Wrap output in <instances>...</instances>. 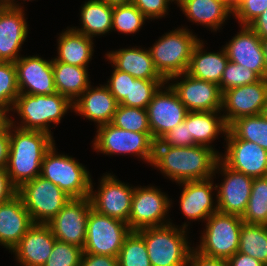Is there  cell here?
I'll list each match as a JSON object with an SVG mask.
<instances>
[{
    "label": "cell",
    "instance_id": "1",
    "mask_svg": "<svg viewBox=\"0 0 267 266\" xmlns=\"http://www.w3.org/2000/svg\"><path fill=\"white\" fill-rule=\"evenodd\" d=\"M219 155L210 147L168 146L155 144L150 166L159 170L164 178L178 183L201 181L213 177Z\"/></svg>",
    "mask_w": 267,
    "mask_h": 266
},
{
    "label": "cell",
    "instance_id": "2",
    "mask_svg": "<svg viewBox=\"0 0 267 266\" xmlns=\"http://www.w3.org/2000/svg\"><path fill=\"white\" fill-rule=\"evenodd\" d=\"M53 138L44 131L9 126L10 147L6 170L17 189L40 176L44 155L55 143Z\"/></svg>",
    "mask_w": 267,
    "mask_h": 266
},
{
    "label": "cell",
    "instance_id": "3",
    "mask_svg": "<svg viewBox=\"0 0 267 266\" xmlns=\"http://www.w3.org/2000/svg\"><path fill=\"white\" fill-rule=\"evenodd\" d=\"M69 110L73 111V103L59 93L54 95L20 93L10 111L13 112L12 116L17 113L19 121H15L12 117L11 125L23 130L44 131L53 136L50 125L56 124L52 126L56 128Z\"/></svg>",
    "mask_w": 267,
    "mask_h": 266
},
{
    "label": "cell",
    "instance_id": "4",
    "mask_svg": "<svg viewBox=\"0 0 267 266\" xmlns=\"http://www.w3.org/2000/svg\"><path fill=\"white\" fill-rule=\"evenodd\" d=\"M189 224L191 223L187 221L179 226L172 222L136 231L144 239L152 266L188 265L194 249L188 239Z\"/></svg>",
    "mask_w": 267,
    "mask_h": 266
},
{
    "label": "cell",
    "instance_id": "5",
    "mask_svg": "<svg viewBox=\"0 0 267 266\" xmlns=\"http://www.w3.org/2000/svg\"><path fill=\"white\" fill-rule=\"evenodd\" d=\"M169 31L148 47L156 70L166 81L187 72L193 48L200 41L191 29L183 25Z\"/></svg>",
    "mask_w": 267,
    "mask_h": 266
},
{
    "label": "cell",
    "instance_id": "6",
    "mask_svg": "<svg viewBox=\"0 0 267 266\" xmlns=\"http://www.w3.org/2000/svg\"><path fill=\"white\" fill-rule=\"evenodd\" d=\"M55 145L44 155L40 176L57 185L70 198L89 197L91 173L74 157L58 153Z\"/></svg>",
    "mask_w": 267,
    "mask_h": 266
},
{
    "label": "cell",
    "instance_id": "7",
    "mask_svg": "<svg viewBox=\"0 0 267 266\" xmlns=\"http://www.w3.org/2000/svg\"><path fill=\"white\" fill-rule=\"evenodd\" d=\"M204 224L199 245L194 247L197 252L207 257L228 260L238 251L243 224L241 216L217 211Z\"/></svg>",
    "mask_w": 267,
    "mask_h": 266
},
{
    "label": "cell",
    "instance_id": "8",
    "mask_svg": "<svg viewBox=\"0 0 267 266\" xmlns=\"http://www.w3.org/2000/svg\"><path fill=\"white\" fill-rule=\"evenodd\" d=\"M92 149L103 155H133L151 165L155 140L151 133H138L108 123L96 128Z\"/></svg>",
    "mask_w": 267,
    "mask_h": 266
},
{
    "label": "cell",
    "instance_id": "9",
    "mask_svg": "<svg viewBox=\"0 0 267 266\" xmlns=\"http://www.w3.org/2000/svg\"><path fill=\"white\" fill-rule=\"evenodd\" d=\"M34 224H48L71 199L50 180L38 176L17 189Z\"/></svg>",
    "mask_w": 267,
    "mask_h": 266
},
{
    "label": "cell",
    "instance_id": "10",
    "mask_svg": "<svg viewBox=\"0 0 267 266\" xmlns=\"http://www.w3.org/2000/svg\"><path fill=\"white\" fill-rule=\"evenodd\" d=\"M168 196L154 185L136 186L127 223L131 231L172 223L169 211L173 200Z\"/></svg>",
    "mask_w": 267,
    "mask_h": 266
},
{
    "label": "cell",
    "instance_id": "11",
    "mask_svg": "<svg viewBox=\"0 0 267 266\" xmlns=\"http://www.w3.org/2000/svg\"><path fill=\"white\" fill-rule=\"evenodd\" d=\"M131 233L128 224L90 209L84 253L118 257L125 238Z\"/></svg>",
    "mask_w": 267,
    "mask_h": 266
},
{
    "label": "cell",
    "instance_id": "12",
    "mask_svg": "<svg viewBox=\"0 0 267 266\" xmlns=\"http://www.w3.org/2000/svg\"><path fill=\"white\" fill-rule=\"evenodd\" d=\"M95 190L91 180L90 200L92 208L98 213L128 223L131 201L135 186L122 182L113 173H104Z\"/></svg>",
    "mask_w": 267,
    "mask_h": 266
},
{
    "label": "cell",
    "instance_id": "13",
    "mask_svg": "<svg viewBox=\"0 0 267 266\" xmlns=\"http://www.w3.org/2000/svg\"><path fill=\"white\" fill-rule=\"evenodd\" d=\"M219 173L223 180L220 184H215L218 211L242 216L251 195L254 178L229 168L220 158L212 178H216V174L219 176Z\"/></svg>",
    "mask_w": 267,
    "mask_h": 266
},
{
    "label": "cell",
    "instance_id": "14",
    "mask_svg": "<svg viewBox=\"0 0 267 266\" xmlns=\"http://www.w3.org/2000/svg\"><path fill=\"white\" fill-rule=\"evenodd\" d=\"M166 82L176 92L188 112L222 110L223 93L219 85L195 78L187 72L172 76Z\"/></svg>",
    "mask_w": 267,
    "mask_h": 266
},
{
    "label": "cell",
    "instance_id": "15",
    "mask_svg": "<svg viewBox=\"0 0 267 266\" xmlns=\"http://www.w3.org/2000/svg\"><path fill=\"white\" fill-rule=\"evenodd\" d=\"M91 208L92 203L89 197L71 198L47 225L58 241L83 249Z\"/></svg>",
    "mask_w": 267,
    "mask_h": 266
},
{
    "label": "cell",
    "instance_id": "16",
    "mask_svg": "<svg viewBox=\"0 0 267 266\" xmlns=\"http://www.w3.org/2000/svg\"><path fill=\"white\" fill-rule=\"evenodd\" d=\"M146 110L151 134L155 141L183 122L188 113L176 92L167 82L154 94Z\"/></svg>",
    "mask_w": 267,
    "mask_h": 266
},
{
    "label": "cell",
    "instance_id": "17",
    "mask_svg": "<svg viewBox=\"0 0 267 266\" xmlns=\"http://www.w3.org/2000/svg\"><path fill=\"white\" fill-rule=\"evenodd\" d=\"M267 100V79L223 92L222 110L227 125L241 117L262 114Z\"/></svg>",
    "mask_w": 267,
    "mask_h": 266
},
{
    "label": "cell",
    "instance_id": "18",
    "mask_svg": "<svg viewBox=\"0 0 267 266\" xmlns=\"http://www.w3.org/2000/svg\"><path fill=\"white\" fill-rule=\"evenodd\" d=\"M14 64L17 71L19 93L30 95H54L57 93L52 59H44L39 55H22Z\"/></svg>",
    "mask_w": 267,
    "mask_h": 266
},
{
    "label": "cell",
    "instance_id": "19",
    "mask_svg": "<svg viewBox=\"0 0 267 266\" xmlns=\"http://www.w3.org/2000/svg\"><path fill=\"white\" fill-rule=\"evenodd\" d=\"M224 155L219 158L231 169L258 178L267 176V151L257 143L239 138H224Z\"/></svg>",
    "mask_w": 267,
    "mask_h": 266
},
{
    "label": "cell",
    "instance_id": "20",
    "mask_svg": "<svg viewBox=\"0 0 267 266\" xmlns=\"http://www.w3.org/2000/svg\"><path fill=\"white\" fill-rule=\"evenodd\" d=\"M214 183L213 178L178 183L183 188L179 197V209L187 218L186 220L190 222L202 220L203 223L218 211L217 197H215L217 195H214L216 194Z\"/></svg>",
    "mask_w": 267,
    "mask_h": 266
},
{
    "label": "cell",
    "instance_id": "21",
    "mask_svg": "<svg viewBox=\"0 0 267 266\" xmlns=\"http://www.w3.org/2000/svg\"><path fill=\"white\" fill-rule=\"evenodd\" d=\"M229 42L223 45L228 59L254 71L260 78H266L265 56L261 38L249 27L240 26Z\"/></svg>",
    "mask_w": 267,
    "mask_h": 266
},
{
    "label": "cell",
    "instance_id": "22",
    "mask_svg": "<svg viewBox=\"0 0 267 266\" xmlns=\"http://www.w3.org/2000/svg\"><path fill=\"white\" fill-rule=\"evenodd\" d=\"M24 9L0 7V61L16 62L29 33Z\"/></svg>",
    "mask_w": 267,
    "mask_h": 266
},
{
    "label": "cell",
    "instance_id": "23",
    "mask_svg": "<svg viewBox=\"0 0 267 266\" xmlns=\"http://www.w3.org/2000/svg\"><path fill=\"white\" fill-rule=\"evenodd\" d=\"M56 240L47 224H34L10 253L19 266H44Z\"/></svg>",
    "mask_w": 267,
    "mask_h": 266
},
{
    "label": "cell",
    "instance_id": "24",
    "mask_svg": "<svg viewBox=\"0 0 267 266\" xmlns=\"http://www.w3.org/2000/svg\"><path fill=\"white\" fill-rule=\"evenodd\" d=\"M118 102L108 87L90 85L74 102L73 111L79 116L96 123V127L112 122Z\"/></svg>",
    "mask_w": 267,
    "mask_h": 266
},
{
    "label": "cell",
    "instance_id": "25",
    "mask_svg": "<svg viewBox=\"0 0 267 266\" xmlns=\"http://www.w3.org/2000/svg\"><path fill=\"white\" fill-rule=\"evenodd\" d=\"M33 225L30 213L17 194L0 204V245L9 252Z\"/></svg>",
    "mask_w": 267,
    "mask_h": 266
},
{
    "label": "cell",
    "instance_id": "26",
    "mask_svg": "<svg viewBox=\"0 0 267 266\" xmlns=\"http://www.w3.org/2000/svg\"><path fill=\"white\" fill-rule=\"evenodd\" d=\"M129 46L107 51L105 59L117 70L130 74L132 77L144 80H165L156 70L149 49Z\"/></svg>",
    "mask_w": 267,
    "mask_h": 266
},
{
    "label": "cell",
    "instance_id": "27",
    "mask_svg": "<svg viewBox=\"0 0 267 266\" xmlns=\"http://www.w3.org/2000/svg\"><path fill=\"white\" fill-rule=\"evenodd\" d=\"M176 4L189 22L208 27L211 32L223 29L222 26L233 15L223 0H176Z\"/></svg>",
    "mask_w": 267,
    "mask_h": 266
},
{
    "label": "cell",
    "instance_id": "28",
    "mask_svg": "<svg viewBox=\"0 0 267 266\" xmlns=\"http://www.w3.org/2000/svg\"><path fill=\"white\" fill-rule=\"evenodd\" d=\"M65 30V31H64ZM57 38V56L52 61H59L79 67H89L94 55V39L67 27Z\"/></svg>",
    "mask_w": 267,
    "mask_h": 266
},
{
    "label": "cell",
    "instance_id": "29",
    "mask_svg": "<svg viewBox=\"0 0 267 266\" xmlns=\"http://www.w3.org/2000/svg\"><path fill=\"white\" fill-rule=\"evenodd\" d=\"M200 40L193 48L187 73L195 78L213 82L217 85L229 61L227 53L222 46L217 52H207L205 41Z\"/></svg>",
    "mask_w": 267,
    "mask_h": 266
},
{
    "label": "cell",
    "instance_id": "30",
    "mask_svg": "<svg viewBox=\"0 0 267 266\" xmlns=\"http://www.w3.org/2000/svg\"><path fill=\"white\" fill-rule=\"evenodd\" d=\"M188 131L197 145H203L213 149L219 156L221 152L212 147L219 135L227 134L226 124L221 111L188 112Z\"/></svg>",
    "mask_w": 267,
    "mask_h": 266
},
{
    "label": "cell",
    "instance_id": "31",
    "mask_svg": "<svg viewBox=\"0 0 267 266\" xmlns=\"http://www.w3.org/2000/svg\"><path fill=\"white\" fill-rule=\"evenodd\" d=\"M80 26L72 28L89 38L103 36L112 32L113 7L102 0H86L80 6Z\"/></svg>",
    "mask_w": 267,
    "mask_h": 266
},
{
    "label": "cell",
    "instance_id": "32",
    "mask_svg": "<svg viewBox=\"0 0 267 266\" xmlns=\"http://www.w3.org/2000/svg\"><path fill=\"white\" fill-rule=\"evenodd\" d=\"M54 84L57 93L72 103L91 85L88 67H79L52 61Z\"/></svg>",
    "mask_w": 267,
    "mask_h": 266
},
{
    "label": "cell",
    "instance_id": "33",
    "mask_svg": "<svg viewBox=\"0 0 267 266\" xmlns=\"http://www.w3.org/2000/svg\"><path fill=\"white\" fill-rule=\"evenodd\" d=\"M224 138L254 142L267 151V119L262 114L236 119L228 125Z\"/></svg>",
    "mask_w": 267,
    "mask_h": 266
},
{
    "label": "cell",
    "instance_id": "34",
    "mask_svg": "<svg viewBox=\"0 0 267 266\" xmlns=\"http://www.w3.org/2000/svg\"><path fill=\"white\" fill-rule=\"evenodd\" d=\"M238 252L249 255L267 266V225L243 222Z\"/></svg>",
    "mask_w": 267,
    "mask_h": 266
},
{
    "label": "cell",
    "instance_id": "35",
    "mask_svg": "<svg viewBox=\"0 0 267 266\" xmlns=\"http://www.w3.org/2000/svg\"><path fill=\"white\" fill-rule=\"evenodd\" d=\"M241 218L248 224L267 225V176L253 179L251 195Z\"/></svg>",
    "mask_w": 267,
    "mask_h": 266
},
{
    "label": "cell",
    "instance_id": "36",
    "mask_svg": "<svg viewBox=\"0 0 267 266\" xmlns=\"http://www.w3.org/2000/svg\"><path fill=\"white\" fill-rule=\"evenodd\" d=\"M148 19L132 3L113 7L112 13V32L118 34H135L145 24Z\"/></svg>",
    "mask_w": 267,
    "mask_h": 266
},
{
    "label": "cell",
    "instance_id": "37",
    "mask_svg": "<svg viewBox=\"0 0 267 266\" xmlns=\"http://www.w3.org/2000/svg\"><path fill=\"white\" fill-rule=\"evenodd\" d=\"M118 266H152L144 239L136 232L125 238L118 255Z\"/></svg>",
    "mask_w": 267,
    "mask_h": 266
},
{
    "label": "cell",
    "instance_id": "38",
    "mask_svg": "<svg viewBox=\"0 0 267 266\" xmlns=\"http://www.w3.org/2000/svg\"><path fill=\"white\" fill-rule=\"evenodd\" d=\"M111 124L124 130L151 133L147 110L118 104Z\"/></svg>",
    "mask_w": 267,
    "mask_h": 266
},
{
    "label": "cell",
    "instance_id": "39",
    "mask_svg": "<svg viewBox=\"0 0 267 266\" xmlns=\"http://www.w3.org/2000/svg\"><path fill=\"white\" fill-rule=\"evenodd\" d=\"M166 83V80H144L130 75L129 97L120 104L146 109L154 94Z\"/></svg>",
    "mask_w": 267,
    "mask_h": 266
},
{
    "label": "cell",
    "instance_id": "40",
    "mask_svg": "<svg viewBox=\"0 0 267 266\" xmlns=\"http://www.w3.org/2000/svg\"><path fill=\"white\" fill-rule=\"evenodd\" d=\"M19 94L14 62L0 61V106L11 111Z\"/></svg>",
    "mask_w": 267,
    "mask_h": 266
},
{
    "label": "cell",
    "instance_id": "41",
    "mask_svg": "<svg viewBox=\"0 0 267 266\" xmlns=\"http://www.w3.org/2000/svg\"><path fill=\"white\" fill-rule=\"evenodd\" d=\"M260 79L254 71L229 60L223 72L219 87L223 93L235 87L255 83Z\"/></svg>",
    "mask_w": 267,
    "mask_h": 266
},
{
    "label": "cell",
    "instance_id": "42",
    "mask_svg": "<svg viewBox=\"0 0 267 266\" xmlns=\"http://www.w3.org/2000/svg\"><path fill=\"white\" fill-rule=\"evenodd\" d=\"M82 255L79 246L56 240L44 266H80Z\"/></svg>",
    "mask_w": 267,
    "mask_h": 266
},
{
    "label": "cell",
    "instance_id": "43",
    "mask_svg": "<svg viewBox=\"0 0 267 266\" xmlns=\"http://www.w3.org/2000/svg\"><path fill=\"white\" fill-rule=\"evenodd\" d=\"M267 8V0H244L234 10L239 26H248Z\"/></svg>",
    "mask_w": 267,
    "mask_h": 266
},
{
    "label": "cell",
    "instance_id": "44",
    "mask_svg": "<svg viewBox=\"0 0 267 266\" xmlns=\"http://www.w3.org/2000/svg\"><path fill=\"white\" fill-rule=\"evenodd\" d=\"M155 144L168 146H194L197 145L188 131V113L185 120L163 135Z\"/></svg>",
    "mask_w": 267,
    "mask_h": 266
},
{
    "label": "cell",
    "instance_id": "45",
    "mask_svg": "<svg viewBox=\"0 0 267 266\" xmlns=\"http://www.w3.org/2000/svg\"><path fill=\"white\" fill-rule=\"evenodd\" d=\"M176 3V0H132L142 14L150 21L162 19L169 15V7L171 3Z\"/></svg>",
    "mask_w": 267,
    "mask_h": 266
},
{
    "label": "cell",
    "instance_id": "46",
    "mask_svg": "<svg viewBox=\"0 0 267 266\" xmlns=\"http://www.w3.org/2000/svg\"><path fill=\"white\" fill-rule=\"evenodd\" d=\"M114 68L111 77L105 84L110 93L115 97L118 104H120L126 97H129L130 89V74L117 70Z\"/></svg>",
    "mask_w": 267,
    "mask_h": 266
},
{
    "label": "cell",
    "instance_id": "47",
    "mask_svg": "<svg viewBox=\"0 0 267 266\" xmlns=\"http://www.w3.org/2000/svg\"><path fill=\"white\" fill-rule=\"evenodd\" d=\"M80 266H118V257L83 252Z\"/></svg>",
    "mask_w": 267,
    "mask_h": 266
},
{
    "label": "cell",
    "instance_id": "48",
    "mask_svg": "<svg viewBox=\"0 0 267 266\" xmlns=\"http://www.w3.org/2000/svg\"><path fill=\"white\" fill-rule=\"evenodd\" d=\"M17 194V188L11 183L6 168H0V204L12 199Z\"/></svg>",
    "mask_w": 267,
    "mask_h": 266
},
{
    "label": "cell",
    "instance_id": "49",
    "mask_svg": "<svg viewBox=\"0 0 267 266\" xmlns=\"http://www.w3.org/2000/svg\"><path fill=\"white\" fill-rule=\"evenodd\" d=\"M227 264L226 259L207 257L193 249L187 266H226Z\"/></svg>",
    "mask_w": 267,
    "mask_h": 266
},
{
    "label": "cell",
    "instance_id": "50",
    "mask_svg": "<svg viewBox=\"0 0 267 266\" xmlns=\"http://www.w3.org/2000/svg\"><path fill=\"white\" fill-rule=\"evenodd\" d=\"M261 40L267 39V8L248 25Z\"/></svg>",
    "mask_w": 267,
    "mask_h": 266
},
{
    "label": "cell",
    "instance_id": "51",
    "mask_svg": "<svg viewBox=\"0 0 267 266\" xmlns=\"http://www.w3.org/2000/svg\"><path fill=\"white\" fill-rule=\"evenodd\" d=\"M227 261L229 266H265L257 259L238 251Z\"/></svg>",
    "mask_w": 267,
    "mask_h": 266
},
{
    "label": "cell",
    "instance_id": "52",
    "mask_svg": "<svg viewBox=\"0 0 267 266\" xmlns=\"http://www.w3.org/2000/svg\"><path fill=\"white\" fill-rule=\"evenodd\" d=\"M10 147L9 128L0 134V168H6Z\"/></svg>",
    "mask_w": 267,
    "mask_h": 266
},
{
    "label": "cell",
    "instance_id": "53",
    "mask_svg": "<svg viewBox=\"0 0 267 266\" xmlns=\"http://www.w3.org/2000/svg\"><path fill=\"white\" fill-rule=\"evenodd\" d=\"M11 113L8 108L0 106V134H3L11 125Z\"/></svg>",
    "mask_w": 267,
    "mask_h": 266
},
{
    "label": "cell",
    "instance_id": "54",
    "mask_svg": "<svg viewBox=\"0 0 267 266\" xmlns=\"http://www.w3.org/2000/svg\"><path fill=\"white\" fill-rule=\"evenodd\" d=\"M105 3H107L109 6H119V5H126L130 4L132 0H102Z\"/></svg>",
    "mask_w": 267,
    "mask_h": 266
},
{
    "label": "cell",
    "instance_id": "55",
    "mask_svg": "<svg viewBox=\"0 0 267 266\" xmlns=\"http://www.w3.org/2000/svg\"><path fill=\"white\" fill-rule=\"evenodd\" d=\"M19 0H11V8H19V9H25L24 7V3L25 1L29 2V1H35V0H20V1H23V2H18ZM23 4V5H22Z\"/></svg>",
    "mask_w": 267,
    "mask_h": 266
},
{
    "label": "cell",
    "instance_id": "56",
    "mask_svg": "<svg viewBox=\"0 0 267 266\" xmlns=\"http://www.w3.org/2000/svg\"><path fill=\"white\" fill-rule=\"evenodd\" d=\"M262 47L265 56V65H266V79H267V39L262 40Z\"/></svg>",
    "mask_w": 267,
    "mask_h": 266
},
{
    "label": "cell",
    "instance_id": "57",
    "mask_svg": "<svg viewBox=\"0 0 267 266\" xmlns=\"http://www.w3.org/2000/svg\"><path fill=\"white\" fill-rule=\"evenodd\" d=\"M0 7H11V0H0Z\"/></svg>",
    "mask_w": 267,
    "mask_h": 266
},
{
    "label": "cell",
    "instance_id": "58",
    "mask_svg": "<svg viewBox=\"0 0 267 266\" xmlns=\"http://www.w3.org/2000/svg\"><path fill=\"white\" fill-rule=\"evenodd\" d=\"M262 115L267 119V100H266V103L264 105Z\"/></svg>",
    "mask_w": 267,
    "mask_h": 266
},
{
    "label": "cell",
    "instance_id": "59",
    "mask_svg": "<svg viewBox=\"0 0 267 266\" xmlns=\"http://www.w3.org/2000/svg\"><path fill=\"white\" fill-rule=\"evenodd\" d=\"M226 4L229 5L230 9L233 11V0H223Z\"/></svg>",
    "mask_w": 267,
    "mask_h": 266
},
{
    "label": "cell",
    "instance_id": "60",
    "mask_svg": "<svg viewBox=\"0 0 267 266\" xmlns=\"http://www.w3.org/2000/svg\"><path fill=\"white\" fill-rule=\"evenodd\" d=\"M244 0H233V10Z\"/></svg>",
    "mask_w": 267,
    "mask_h": 266
}]
</instances>
